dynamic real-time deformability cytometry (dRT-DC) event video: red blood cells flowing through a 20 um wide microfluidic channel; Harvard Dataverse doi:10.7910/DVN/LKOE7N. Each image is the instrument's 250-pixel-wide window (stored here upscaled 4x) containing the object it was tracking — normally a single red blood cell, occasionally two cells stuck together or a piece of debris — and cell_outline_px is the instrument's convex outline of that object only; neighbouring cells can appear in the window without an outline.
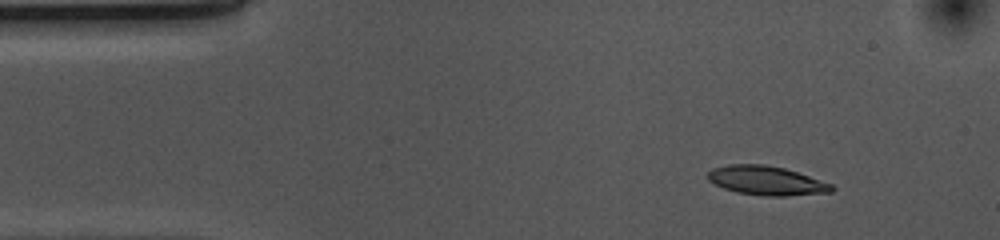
{"species": "common noctule bat (a hibernating species)", "species_latin": "Nyctalus noctula", "temperature_condition": "cold", "stored_images_in_passage": 48, "camera_frame_rate_fps": 3000, "um_per_image_px": 0.085, "animal": {"sex": "female", "body_mass_g": 10.0, "forearm_length_mm": 53.1}, "frame": {"image": 1, "passage_image": 1, "time_ms": 0.0, "image_size_px": [1000, 240], "cell_outline_px": [[836, 188], [832, 192], [784, 196], [764, 196], [736, 192], [724, 188], [708, 180], [708, 172], [712, 168], [728, 164], [764, 164], [784, 168], [832, 184]], "centroid_in_image_um": [65.14, 15.35], "position_along_channel_um": 19.9, "area_um2": 20.92}}
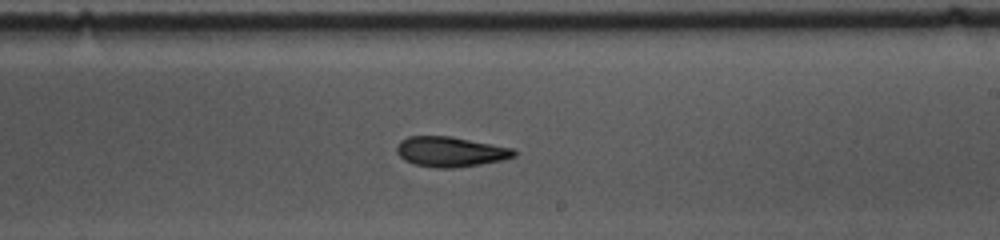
{"frame": {"image": 2, "passage_image": 25, "time_ms": 8.0, "image_size_px": [1000, 240], "cell_outline_px": [[516, 156], [504, 160], [480, 164], [452, 168], [436, 168], [412, 164], [404, 160], [396, 152], [396, 144], [400, 140], [408, 136], [452, 136], [512, 148], [516, 152]], "centroid_in_image_um": [38.25, 12.89], "position_along_channel_um": 250.7, "area_um2": 20.75}}
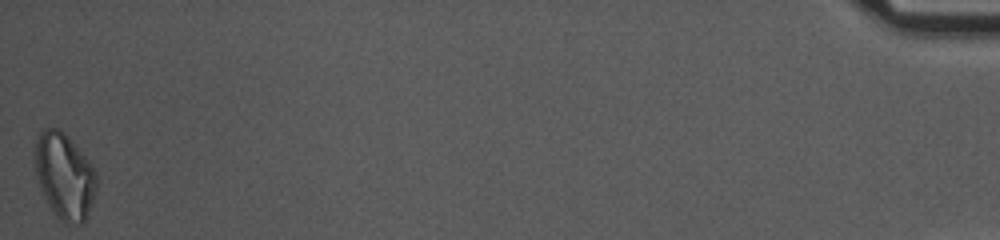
{"frame": {"image": 3, "passage_image": 48, "time_ms": 15.667, "image_size_px": [1000, 240], "cell_outline_px": [[96, 188], [88, 216], [80, 224], [64, 224], [56, 216], [48, 204], [40, 188], [36, 176], [32, 160], [32, 152], [36, 136], [44, 128], [56, 128], [64, 132], [68, 136], [88, 160], [96, 172]], "centroid_in_image_um": [5.43, 14.94], "position_along_channel_um": 429.8, "area_um2": 31.33}, "authors_computed_cell_mechanics": {"area_um2": 21.1837, "velocity_mm_per_s": 3.6831, "shape_relaxation_time_tau1_ms": 3.7789, "shape_relaxation_time_tau2_ms": 10.3037, "deformation_change_tau1": 0.1395, "deformation_change_tau2": 0.2132}}